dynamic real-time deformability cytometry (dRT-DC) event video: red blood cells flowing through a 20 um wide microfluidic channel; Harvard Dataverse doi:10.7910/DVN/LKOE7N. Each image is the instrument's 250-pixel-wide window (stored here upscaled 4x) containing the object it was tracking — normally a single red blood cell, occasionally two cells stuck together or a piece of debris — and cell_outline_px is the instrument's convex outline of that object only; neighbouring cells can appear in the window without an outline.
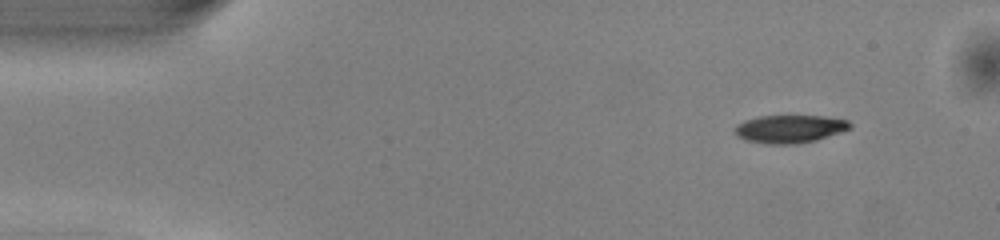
{"species": "common noctule bat (a hibernating species)", "species_latin": "Nyctalus noctula", "temperature_condition": "warm", "stored_images_in_passage": 46, "camera_frame_rate_fps": 3000, "um_per_image_px": 0.085, "animal": {"sex": "male", "body_mass_g": 13.0, "forearm_length_mm": 53.1}, "frame": {"image": 1, "passage_image": 1, "time_ms": 0.0, "image_size_px": [1000, 240], "cell_outline_px": [[852, 128], [816, 140], [796, 144], [768, 144], [744, 140], [736, 136], [736, 124], [744, 120], [756, 116], [820, 116], [848, 120], [852, 124]], "centroid_in_image_um": [67.1, 10.96], "position_along_channel_um": 17.9, "area_um2": 18.79}}
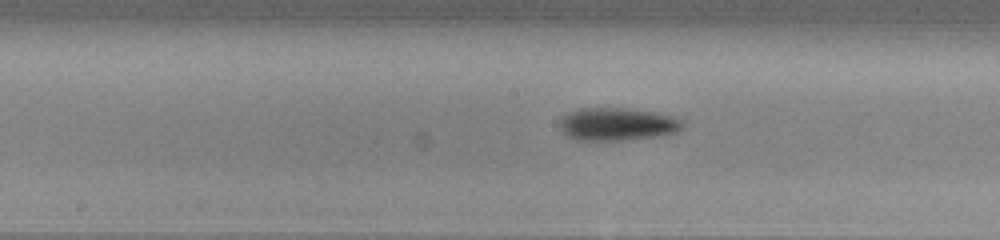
{"frame": {"image": 2, "passage_image": 21, "time_ms": 6.667, "image_size_px": [1000, 240], "cell_outline_px": [[684, 124], [676, 132], [656, 136], [620, 140], [576, 140], [568, 136], [560, 128], [560, 120], [568, 112], [580, 108], [628, 108], [652, 112], [672, 116], [680, 120]], "centroid_in_image_um": [52.43, 10.55], "position_along_channel_um": 195.8, "area_um2": 23.18}}
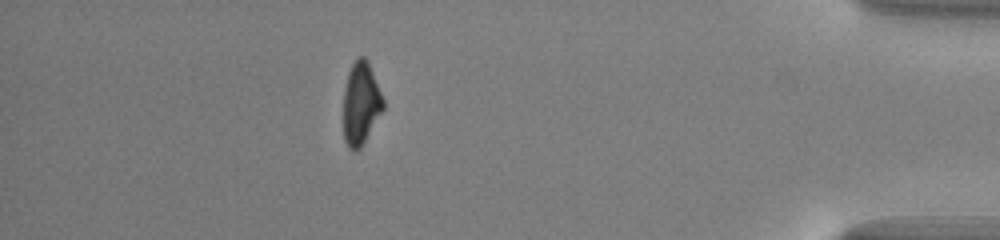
{"frame": {"image": 3, "passage_image": 40, "time_ms": 13.0, "image_size_px": [1000, 240], "cell_outline_px": [[384, 108], [360, 148], [356, 152], [352, 152], [348, 148], [344, 140], [344, 88], [348, 72], [352, 64], [360, 56], [364, 56], [368, 60], [384, 100]], "centroid_in_image_um": [30.67, 8.8], "position_along_channel_um": 404.5, "area_um2": 19.13}, "authors_computed_cell_mechanics": {"area_um2": 20.7791, "velocity_mm_per_s": 4.1023, "shape_relaxation_time_tau1_ms": 2.479, "shape_relaxation_time_tau2_ms": null, "deformation_change_tau1": 0.1528, "deformation_change_tau2": null}}